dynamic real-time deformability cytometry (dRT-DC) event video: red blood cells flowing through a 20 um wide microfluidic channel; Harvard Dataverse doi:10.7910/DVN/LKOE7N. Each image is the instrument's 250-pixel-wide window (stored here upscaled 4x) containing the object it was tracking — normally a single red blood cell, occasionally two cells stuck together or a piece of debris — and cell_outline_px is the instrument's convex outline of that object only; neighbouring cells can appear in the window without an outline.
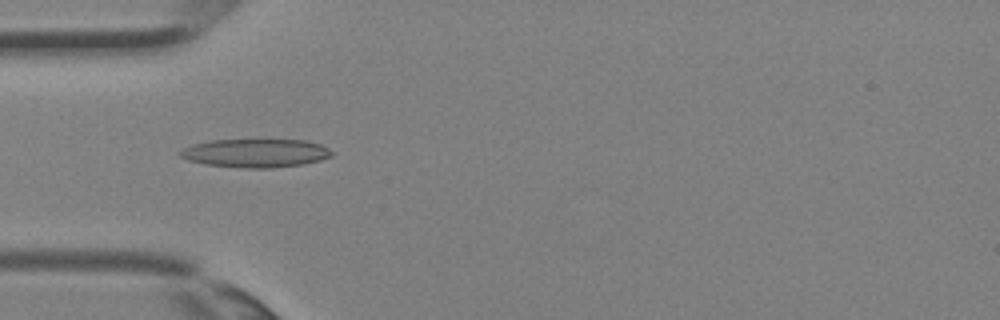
{"species": "Egyptian fruit bat (a non-hibernating species)", "species_latin": "Rousettus aegyptiacus", "temperature_condition": "room temperature", "stored_images_in_passage": 4, "camera_frame_rate_fps": 3000, "um_per_image_px": 0.085, "animal": {"sex": "female"}, "frame": {"image": 1, "passage_image": 2, "time_ms": 0.333, "image_size_px": [1000, 320], "cell_outline_px": [[332, 156], [320, 160], [300, 164], [268, 168], [244, 168], [204, 164], [188, 160], [180, 156], [176, 152], [192, 144], [212, 140], [308, 140], [320, 144], [328, 148], [332, 152]], "centroid_in_image_um": [21.69, 13.01], "position_along_channel_um": 63.3, "area_um2": 25.09}}
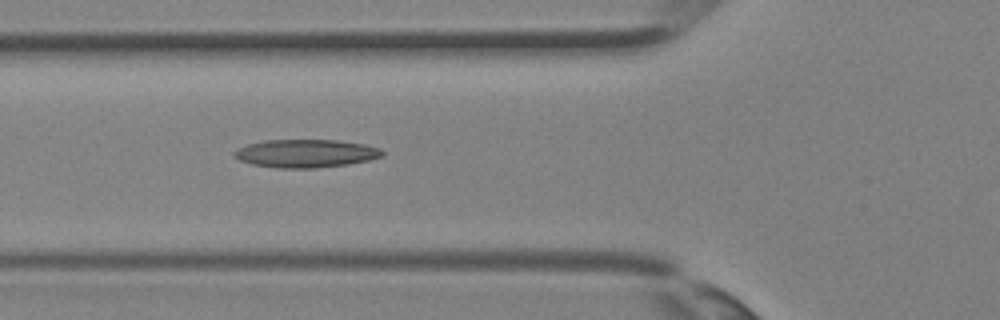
{"frame": {"image": 2, "passage_image": 4, "time_ms": 1.0, "image_size_px": [1000, 320], "cell_outline_px": [[384, 156], [368, 160], [348, 164], [316, 168], [276, 168], [252, 164], [240, 160], [232, 152], [236, 148], [248, 144], [264, 140], [336, 140], [364, 144], [380, 148], [384, 152]], "centroid_in_image_um": [25.99, 13.04], "position_along_channel_um": 99.8, "area_um2": 24.28}}